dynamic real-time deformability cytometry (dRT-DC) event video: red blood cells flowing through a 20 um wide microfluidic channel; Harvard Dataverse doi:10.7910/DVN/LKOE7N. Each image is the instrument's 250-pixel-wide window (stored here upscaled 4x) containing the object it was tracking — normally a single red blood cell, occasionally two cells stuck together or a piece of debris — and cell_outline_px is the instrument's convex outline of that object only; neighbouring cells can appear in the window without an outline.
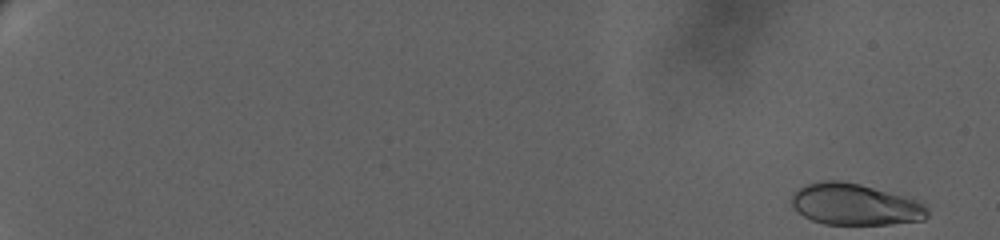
{"species": "human", "species_latin": "Homo sapiens", "temperature_condition": "warm", "stored_images_in_passage": 39, "camera_frame_rate_fps": 3000, "um_per_image_px": 0.085, "donor": {"sex": "female"}, "frame": {"image": 1, "passage_image": 1, "time_ms": 0.0, "image_size_px": [1000, 240], "cell_outline_px": [[928, 216], [924, 220], [892, 224], [824, 224], [812, 220], [804, 216], [792, 208], [792, 196], [800, 188], [808, 184], [820, 180], [840, 180], [860, 184], [916, 200], [924, 204], [928, 208]], "centroid_in_image_um": [72.68, 17.38], "position_along_channel_um": 12.3, "area_um2": 32.66}}
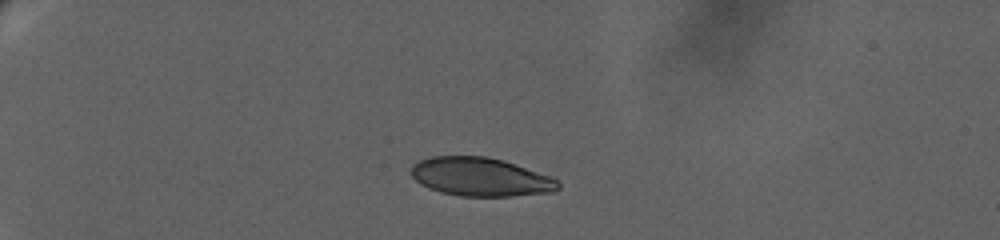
{"frame": {"image": 2, "passage_image": 23, "time_ms": 6.0, "image_size_px": [1000, 240], "cell_outline_px": [[560, 188], [552, 192], [512, 196], [460, 196], [440, 192], [428, 188], [420, 184], [412, 176], [412, 164], [420, 160], [432, 156], [484, 156], [504, 160], [548, 176], [556, 180], [560, 184]], "centroid_in_image_um": [40.81, 15.04], "position_along_channel_um": 44.2, "area_um2": 32.89}}
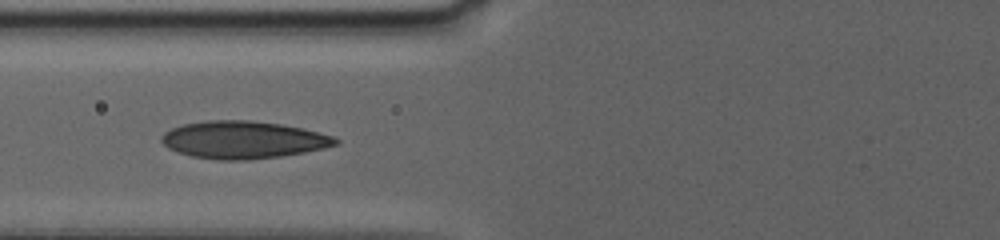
{"frame": {"image": 3, "passage_image": 38, "time_ms": 10.0, "image_size_px": [1000, 240], "cell_outline_px": [[340, 144], [324, 148], [304, 152], [280, 156], [248, 160], [220, 160], [192, 156], [168, 148], [160, 140], [160, 136], [164, 132], [172, 128], [184, 124], [208, 120], [252, 120], [280, 124], [304, 128], [332, 136], [340, 140]], "centroid_in_image_um": [20.69, 11.88], "position_along_channel_um": 105.1, "area_um2": 37.97}}